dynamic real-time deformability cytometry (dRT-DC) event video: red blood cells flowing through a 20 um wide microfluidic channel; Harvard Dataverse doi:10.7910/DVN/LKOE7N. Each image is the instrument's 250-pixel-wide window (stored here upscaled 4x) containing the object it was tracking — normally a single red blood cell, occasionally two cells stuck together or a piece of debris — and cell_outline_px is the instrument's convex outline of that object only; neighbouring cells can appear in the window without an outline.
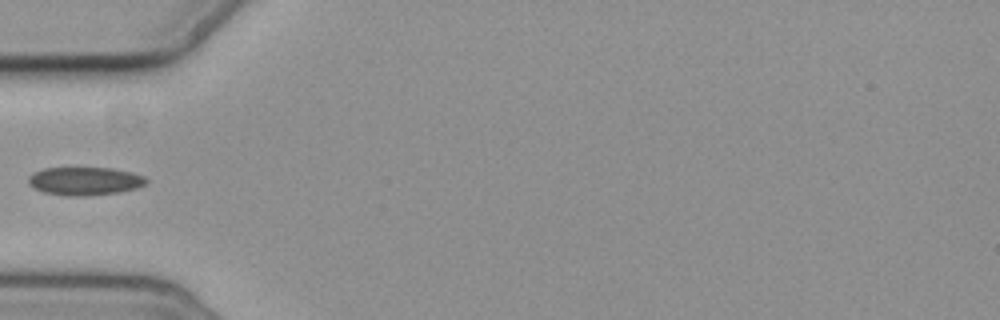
{"species": "common noctule bat (a hibernating species)", "species_latin": "Nyctalus noctula", "temperature_condition": "cold", "stored_images_in_passage": 10, "camera_frame_rate_fps": 3000, "um_per_image_px": 0.085, "animal": {"sex": "female", "body_mass_g": 19.3, "forearm_length_mm": 54.1}, "frame": {"image": 1, "passage_image": 4, "time_ms": 4.667, "image_size_px": [1000, 320], "cell_outline_px": [[148, 180], [144, 184], [136, 188], [120, 192], [84, 196], [68, 196], [44, 192], [28, 184], [28, 176], [44, 168], [112, 168], [132, 172], [144, 176]], "centroid_in_image_um": [7.22, 15.39], "position_along_channel_um": 77.8, "area_um2": 19.25}}
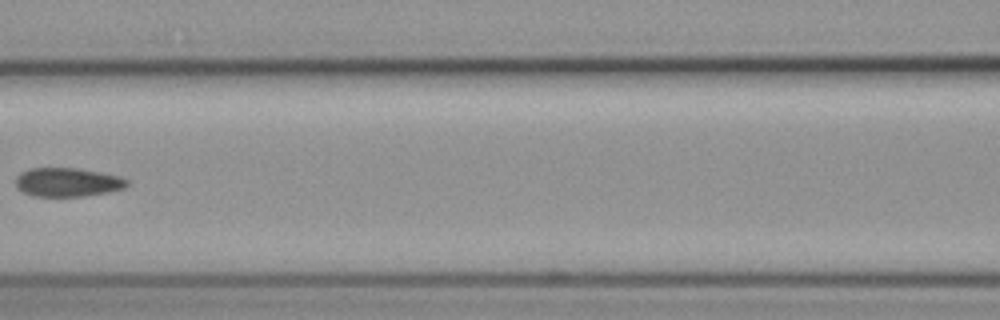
{"frame": {"image": 2, "passage_image": 6, "time_ms": 7.0, "image_size_px": [1000, 320], "cell_outline_px": [[128, 184], [124, 188], [108, 192], [84, 196], [32, 196], [20, 192], [16, 188], [16, 176], [20, 172], [28, 168], [80, 168], [120, 176], [128, 180]], "centroid_in_image_um": [5.7, 15.48], "position_along_channel_um": 160.9, "area_um2": 18.96}}
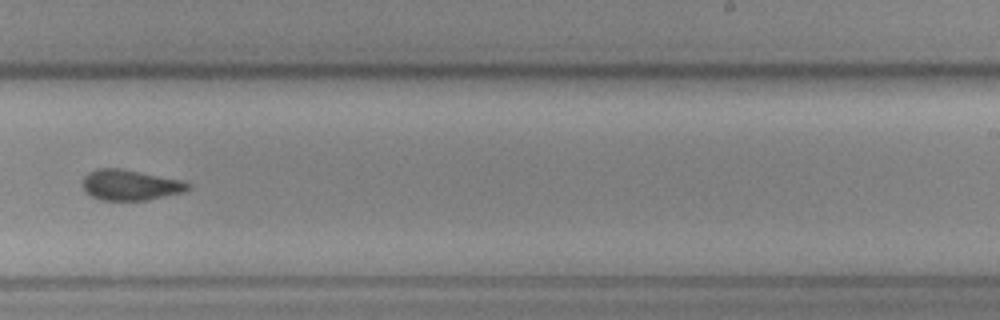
{"frame": {"image": 3, "passage_image": 9, "time_ms": 10.333, "image_size_px": [1000, 320], "cell_outline_px": [[192, 188], [184, 192], [148, 200], [100, 200], [92, 196], [84, 188], [84, 176], [88, 172], [96, 168], [120, 168], [180, 180], [192, 184]], "centroid_in_image_um": [11.1, 15.73], "position_along_channel_um": 277.9, "area_um2": 18.67}}